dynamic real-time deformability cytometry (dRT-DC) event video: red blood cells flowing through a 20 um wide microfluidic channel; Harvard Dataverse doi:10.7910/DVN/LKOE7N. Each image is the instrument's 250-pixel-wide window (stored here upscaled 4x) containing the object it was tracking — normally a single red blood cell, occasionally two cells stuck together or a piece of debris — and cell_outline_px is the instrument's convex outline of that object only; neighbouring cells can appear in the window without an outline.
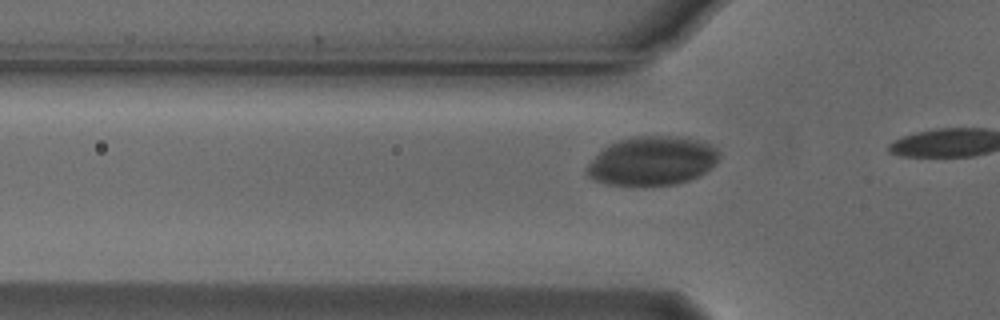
{"species": "Egyptian fruit bat (a non-hibernating species)", "species_latin": "Rousettus aegyptiacus", "temperature_condition": "cold", "stored_images_in_passage": 7, "camera_frame_rate_fps": 3000, "um_per_image_px": 0.085, "animal": {"sex": "male"}, "frame": {"image": 1, "passage_image": 4, "time_ms": 1.0, "image_size_px": [1000, 320], "cell_outline_px": [[720, 156], [716, 164], [700, 176], [676, 184], [608, 184], [596, 180], [588, 176], [584, 172], [584, 168], [608, 144], [620, 140], [636, 136], [680, 136], [696, 140], [708, 144], [716, 148], [720, 152]], "centroid_in_image_um": [55.45, 13.66], "position_along_channel_um": 70.3, "area_um2": 37.4}}